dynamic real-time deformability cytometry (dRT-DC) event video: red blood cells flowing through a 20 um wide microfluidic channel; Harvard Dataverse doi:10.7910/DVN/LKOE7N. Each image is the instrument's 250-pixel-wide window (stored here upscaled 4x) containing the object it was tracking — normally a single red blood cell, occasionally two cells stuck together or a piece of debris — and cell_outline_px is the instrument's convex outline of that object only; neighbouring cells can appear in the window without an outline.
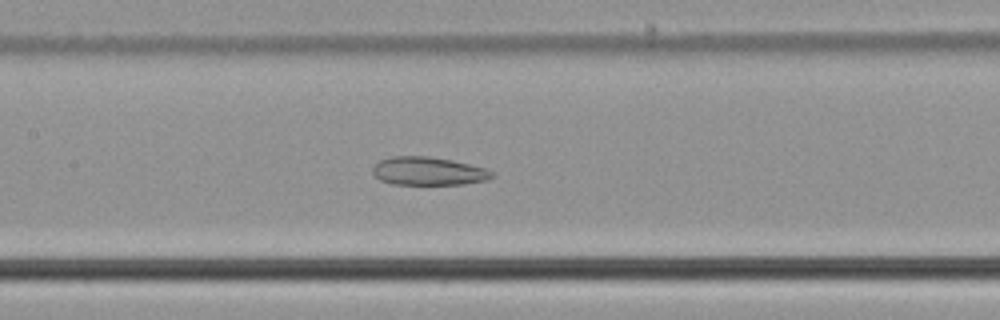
{"species": "common noctule bat (a hibernating species)", "species_latin": "Nyctalus noctula", "temperature_condition": "cold", "stored_images_in_passage": 48, "camera_frame_rate_fps": 3000, "um_per_image_px": 0.085, "animal": {"sex": "male", "body_mass_g": 21.5, "forearm_length_mm": 52.0}, "frame": {"image": 1, "passage_image": 19, "time_ms": 6.0, "image_size_px": [1000, 320], "cell_outline_px": [[496, 176], [488, 180], [464, 184], [392, 184], [380, 180], [372, 172], [372, 168], [380, 160], [392, 156], [428, 156], [452, 160], [484, 168], [492, 172]], "centroid_in_image_um": [36.41, 14.55], "position_along_channel_um": 171.0, "area_um2": 19.59}}
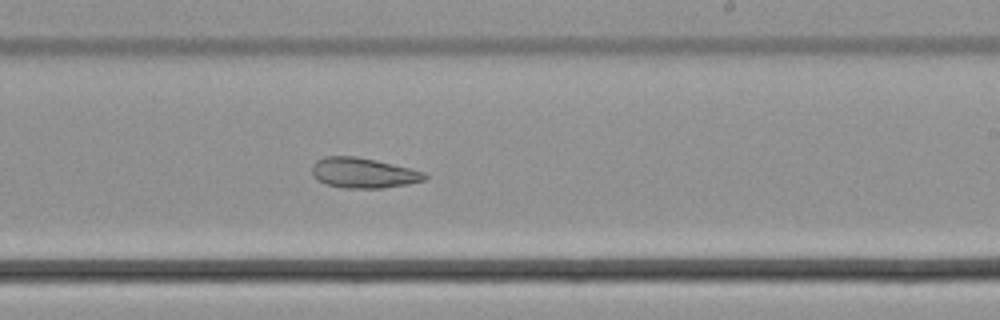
{"frame": {"image": 2, "passage_image": 26, "time_ms": 8.333, "image_size_px": [1000, 320], "cell_outline_px": [[428, 176], [424, 180], [408, 184], [384, 188], [344, 188], [328, 184], [320, 180], [312, 172], [312, 164], [316, 160], [324, 156], [356, 156], [376, 160], [424, 172]], "centroid_in_image_um": [30.88, 14.69], "position_along_channel_um": 258.1, "area_um2": 19.65}}
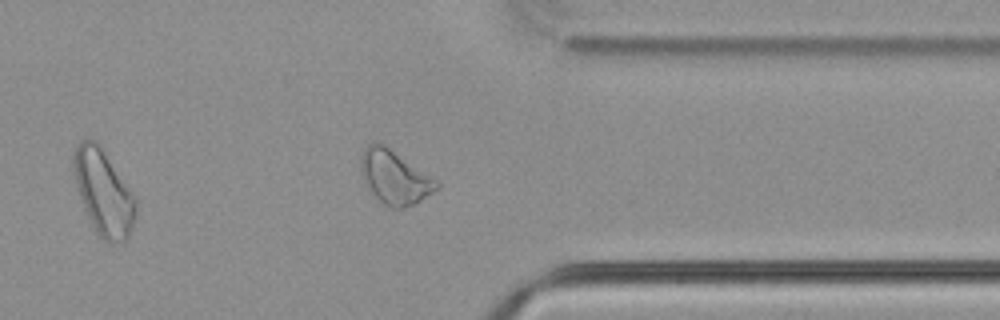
{"frame": {"image": 3, "passage_image": 36, "time_ms": 11.667, "image_size_px": [1000, 320], "cell_outline_px": [[440, 188], [416, 204], [404, 208], [388, 208], [372, 192], [364, 180], [360, 172], [360, 156], [364, 148], [372, 140], [376, 140], [384, 144], [436, 180], [440, 184]], "centroid_in_image_um": [33.52, 15.05], "position_along_channel_um": 377.9, "area_um2": 23.76}, "authors_computed_cell_mechanics": {"area_um2": 24.4205, "velocity_mm_per_s": 3.7435, "shape_relaxation_time_tau1_ms": null, "shape_relaxation_time_tau2_ms": 2.1618, "deformation_change_tau1": null, "deformation_change_tau2": 0.0879}}